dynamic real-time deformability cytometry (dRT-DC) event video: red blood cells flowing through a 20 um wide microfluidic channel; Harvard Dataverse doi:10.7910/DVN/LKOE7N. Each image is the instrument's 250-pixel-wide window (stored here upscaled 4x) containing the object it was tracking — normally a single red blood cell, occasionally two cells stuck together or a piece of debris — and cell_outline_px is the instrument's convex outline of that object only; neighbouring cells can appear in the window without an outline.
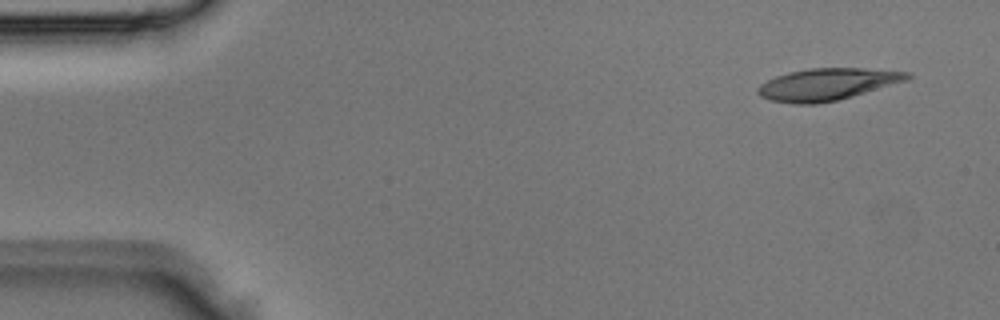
{"species": "Egyptian fruit bat (a non-hibernating species)", "species_latin": "Rousettus aegyptiacus", "temperature_condition": "room temperature", "stored_images_in_passage": 3, "camera_frame_rate_fps": 3000, "um_per_image_px": 0.085, "animal": {"sex": "male"}, "frame": {"image": 1, "passage_image": 1, "time_ms": 0.0, "image_size_px": [1000, 320], "cell_outline_px": [[912, 76], [908, 80], [852, 96], [836, 100], [816, 104], [792, 104], [772, 100], [760, 96], [756, 92], [756, 88], [760, 84], [776, 76], [788, 72], [812, 68], [864, 68], [912, 72]], "centroid_in_image_um": [70.32, 7.16], "position_along_channel_um": 14.7, "area_um2": 27.8}}
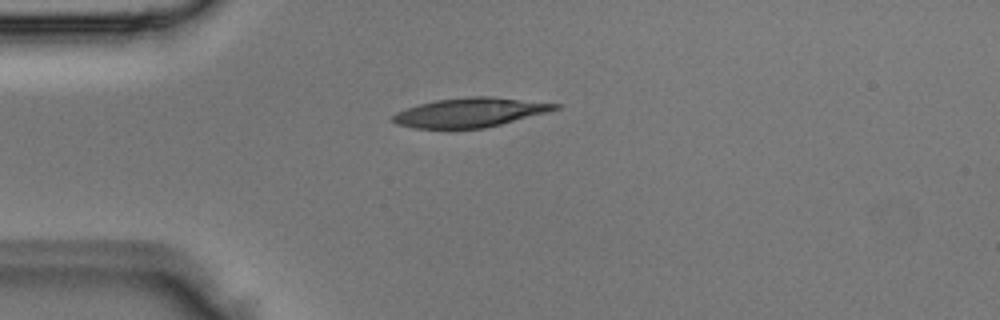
{"frame": {"image": 2, "passage_image": 3, "time_ms": 0.667, "image_size_px": [1000, 320], "cell_outline_px": [[560, 108], [548, 112], [484, 128], [416, 128], [396, 124], [392, 120], [392, 116], [396, 112], [420, 104], [436, 100], [468, 96], [488, 96], [560, 104]], "centroid_in_image_um": [39.95, 9.55], "position_along_channel_um": 45.1, "area_um2": 27.28}}